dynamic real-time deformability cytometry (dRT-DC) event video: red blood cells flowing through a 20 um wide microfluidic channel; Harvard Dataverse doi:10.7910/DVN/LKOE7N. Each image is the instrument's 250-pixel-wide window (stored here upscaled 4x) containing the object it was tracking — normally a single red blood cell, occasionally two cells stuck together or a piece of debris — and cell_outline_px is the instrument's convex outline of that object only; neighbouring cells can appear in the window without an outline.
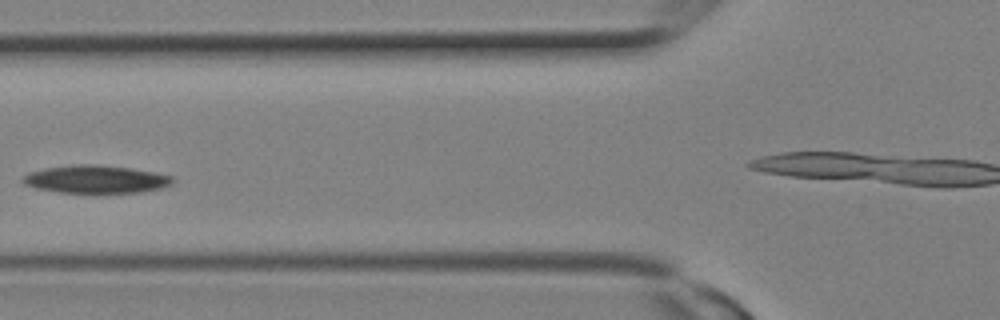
{"species": "Egyptian fruit bat (a non-hibernating species)", "species_latin": "Rousettus aegyptiacus", "temperature_condition": "room temperature", "stored_images_in_passage": 23, "camera_frame_rate_fps": 3000, "um_per_image_px": 0.085, "animal": {"sex": "female"}, "frame": {"image": 1, "passage_image": 7, "time_ms": 2.0, "image_size_px": [1000, 320], "cell_outline_px": [[172, 184], [160, 188], [140, 192], [60, 192], [36, 188], [24, 184], [20, 180], [20, 176], [28, 172], [44, 168], [76, 164], [96, 164], [132, 168], [156, 172], [172, 176]], "centroid_in_image_um": [8.09, 15.22], "position_along_channel_um": 117.7, "area_um2": 24.33}}
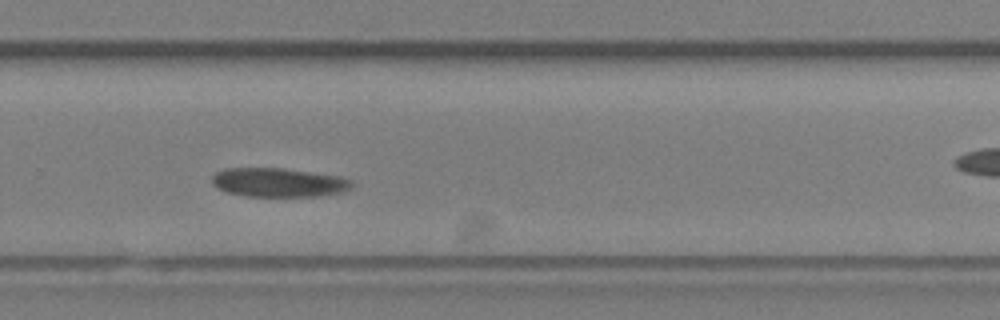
{"frame": {"image": 2, "passage_image": 14, "time_ms": 4.333, "image_size_px": [1000, 320], "cell_outline_px": [[352, 188], [344, 192], [320, 196], [244, 196], [228, 192], [216, 188], [212, 184], [212, 176], [216, 172], [224, 168], [284, 168], [340, 176], [352, 180]], "centroid_in_image_um": [23.69, 15.51], "position_along_channel_um": 306.1, "area_um2": 23.81}}
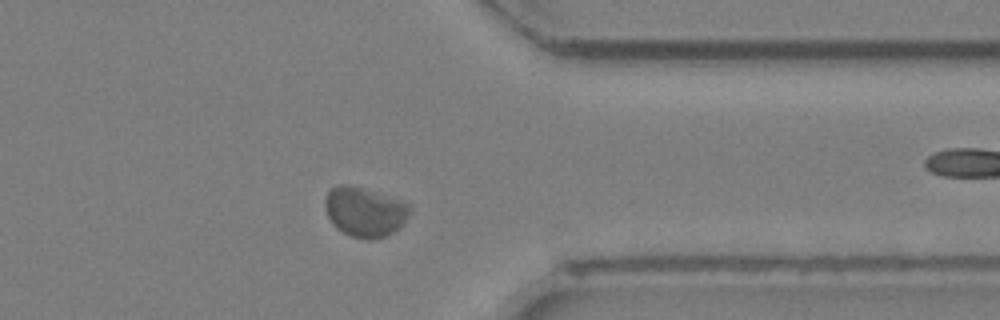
{"frame": {"image": 3, "passage_image": 17, "time_ms": 5.333, "image_size_px": [1000, 320], "cell_outline_px": [[408, 216], [400, 228], [384, 236], [372, 240], [364, 240], [352, 236], [336, 228], [332, 224], [324, 208], [324, 200], [328, 192], [332, 188], [340, 184], [352, 184], [408, 204]], "centroid_in_image_um": [30.94, 18.02], "position_along_channel_um": 380.5, "area_um2": 24.28}}